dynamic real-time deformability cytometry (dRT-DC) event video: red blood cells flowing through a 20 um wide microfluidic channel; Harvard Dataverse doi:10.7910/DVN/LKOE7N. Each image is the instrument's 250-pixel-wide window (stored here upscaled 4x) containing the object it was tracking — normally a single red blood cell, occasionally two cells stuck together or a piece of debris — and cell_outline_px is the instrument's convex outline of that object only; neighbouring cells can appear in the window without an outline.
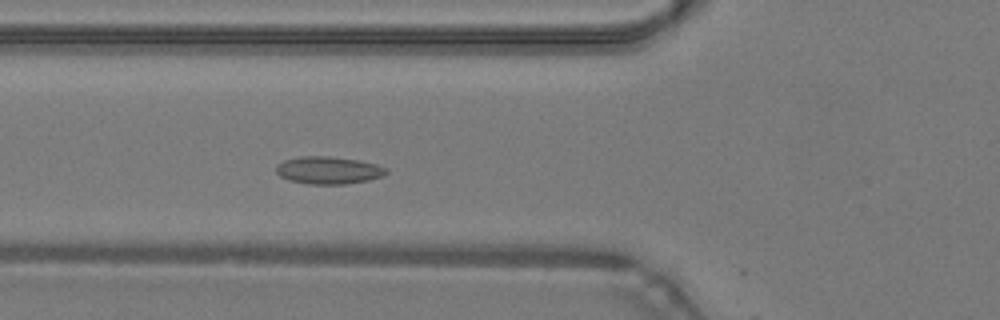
{"species": "common noctule bat (a hibernating species)", "species_latin": "Nyctalus noctula", "temperature_condition": "warm", "stored_images_in_passage": 14, "camera_frame_rate_fps": 3000, "um_per_image_px": 0.085, "animal": {"sex": "male", "body_mass_g": 19.2, "forearm_length_mm": 51.8}, "frame": {"image": 1, "passage_image": 13, "time_ms": 4.0, "image_size_px": [1000, 320], "cell_outline_px": [[388, 172], [384, 176], [368, 180], [344, 184], [308, 184], [288, 180], [280, 176], [276, 172], [276, 164], [284, 160], [300, 156], [332, 156], [356, 160], [376, 164], [388, 168]], "centroid_in_image_um": [27.91, 14.47], "position_along_channel_um": 97.9, "area_um2": 17.74}}